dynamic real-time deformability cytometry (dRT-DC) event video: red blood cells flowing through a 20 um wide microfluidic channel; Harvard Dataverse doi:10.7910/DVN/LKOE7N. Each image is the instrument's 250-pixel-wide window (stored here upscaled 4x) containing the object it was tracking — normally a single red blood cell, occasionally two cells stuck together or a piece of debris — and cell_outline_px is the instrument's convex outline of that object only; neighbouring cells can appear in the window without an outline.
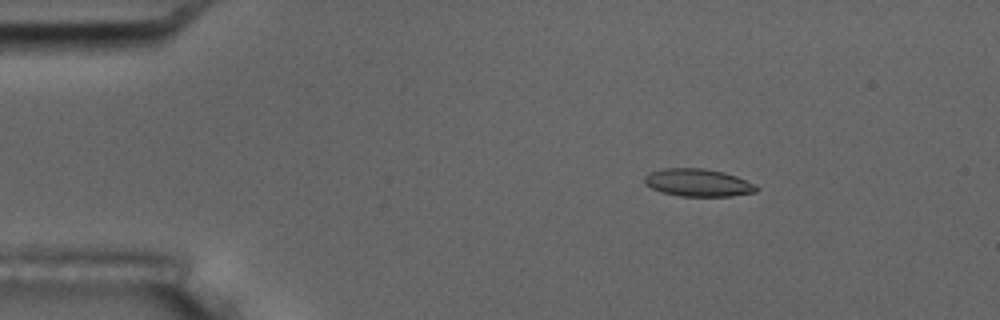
{"species": "common noctule bat (a hibernating species)", "species_latin": "Nyctalus noctula", "temperature_condition": "room temperature", "stored_images_in_passage": 4, "camera_frame_rate_fps": 3000, "um_per_image_px": 0.085, "animal": {"sex": "male", "body_mass_g": 17.5, "forearm_length_mm": 52.3}, "frame": {"image": 1, "passage_image": 2, "time_ms": 2.0, "image_size_px": [1000, 320], "cell_outline_px": [[760, 188], [756, 192], [732, 196], [680, 196], [660, 192], [644, 184], [644, 176], [648, 172], [660, 168], [704, 168], [724, 172], [736, 176]], "centroid_in_image_um": [59.27, 15.52], "position_along_channel_um": 25.7, "area_um2": 18.15}}